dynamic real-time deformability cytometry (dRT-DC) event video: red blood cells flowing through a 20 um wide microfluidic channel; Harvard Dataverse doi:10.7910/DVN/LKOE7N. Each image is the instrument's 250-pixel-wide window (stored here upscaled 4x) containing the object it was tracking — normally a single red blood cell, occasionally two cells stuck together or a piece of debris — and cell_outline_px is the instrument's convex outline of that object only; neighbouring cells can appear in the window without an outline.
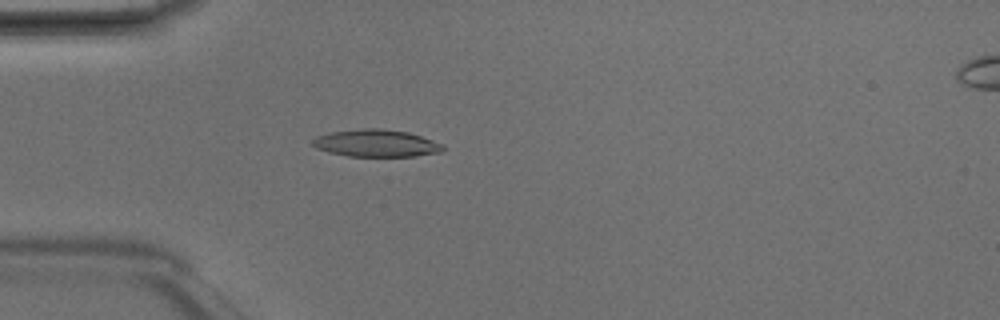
{"species": "Egyptian fruit bat (a non-hibernating species)", "species_latin": "Rousettus aegyptiacus", "temperature_condition": "room temperature", "stored_images_in_passage": 47, "camera_frame_rate_fps": 3000, "um_per_image_px": 0.085, "animal": {"sex": "male"}, "frame": {"image": 1, "passage_image": 13, "time_ms": 4.0, "image_size_px": [1000, 320], "cell_outline_px": [[444, 152], [416, 156], [348, 156], [328, 152], [316, 148], [312, 144], [312, 140], [316, 136], [328, 132], [364, 128], [380, 128], [408, 132], [444, 144]], "centroid_in_image_um": [31.98, 12.17], "position_along_channel_um": 53.0, "area_um2": 20.87}}
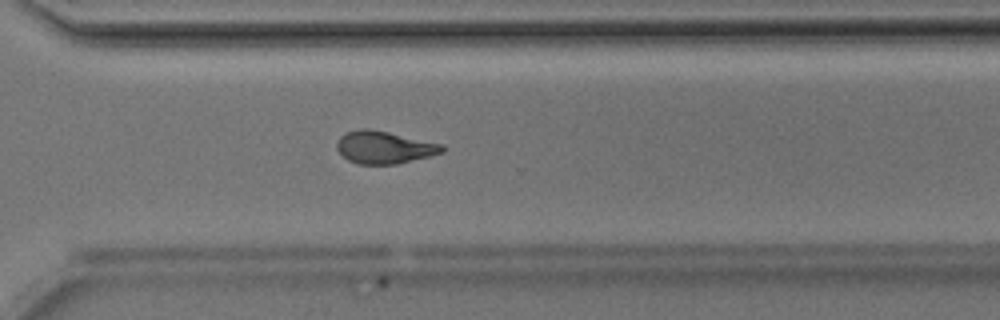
{"frame": {"image": 2, "passage_image": 34, "time_ms": 11.0, "image_size_px": [1000, 320], "cell_outline_px": [[444, 152], [396, 164], [356, 164], [348, 160], [336, 148], [336, 144], [340, 136], [344, 132], [360, 128], [368, 128], [388, 132], [444, 144]], "centroid_in_image_um": [32.63, 12.51], "position_along_channel_um": 338.0, "area_um2": 19.94}}
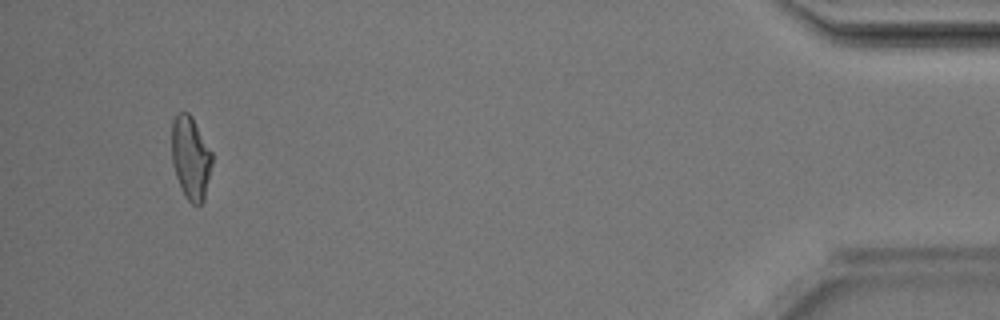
{"frame": {"image": 3, "passage_image": 45, "time_ms": 14.667, "image_size_px": [1000, 320], "cell_outline_px": [[212, 164], [204, 200], [200, 204], [192, 204], [184, 196], [176, 176], [172, 164], [172, 120], [180, 112], [188, 112], [192, 116], [212, 152]], "centroid_in_image_um": [16.2, 13.41], "position_along_channel_um": 419.0, "area_um2": 19.54}, "authors_computed_cell_mechanics": {"area_um2": 19.941, "velocity_mm_per_s": 4.1931, "shape_relaxation_time_tau1_ms": 4.0259, "shape_relaxation_time_tau2_ms": 2.7211, "deformation_change_tau1": 0.1723, "deformation_change_tau2": 0.1075}}